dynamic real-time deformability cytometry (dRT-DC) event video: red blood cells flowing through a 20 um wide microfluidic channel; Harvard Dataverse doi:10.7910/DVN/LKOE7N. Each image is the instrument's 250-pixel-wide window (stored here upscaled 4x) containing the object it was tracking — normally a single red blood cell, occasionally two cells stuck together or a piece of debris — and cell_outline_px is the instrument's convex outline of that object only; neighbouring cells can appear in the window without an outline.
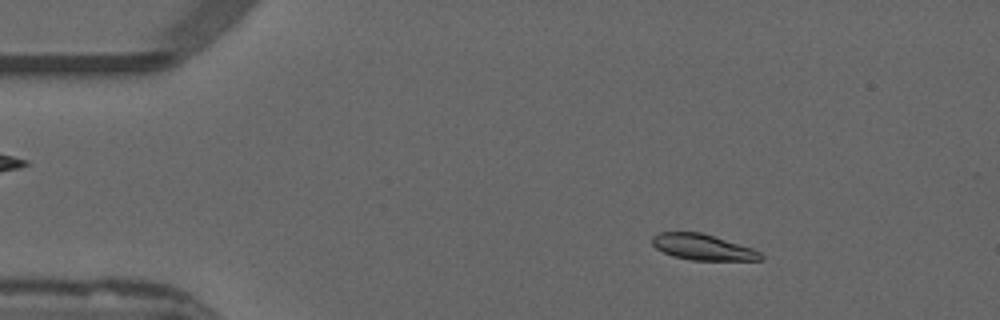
{"species": "common noctule bat (a hibernating species)", "species_latin": "Nyctalus noctula", "temperature_condition": "warm", "stored_images_in_passage": 16, "camera_frame_rate_fps": 3000, "um_per_image_px": 0.085, "animal": {"sex": "male", "forearm_length_mm": 52.5}, "frame": {"image": 1, "passage_image": 8, "time_ms": 2.333, "image_size_px": [1000, 320], "cell_outline_px": [[764, 260], [692, 260], [672, 256], [656, 248], [652, 244], [652, 236], [660, 232], [700, 232], [752, 248], [760, 252], [764, 256]], "centroid_in_image_um": [59.73, 21.01], "position_along_channel_um": 25.3, "area_um2": 16.24}}